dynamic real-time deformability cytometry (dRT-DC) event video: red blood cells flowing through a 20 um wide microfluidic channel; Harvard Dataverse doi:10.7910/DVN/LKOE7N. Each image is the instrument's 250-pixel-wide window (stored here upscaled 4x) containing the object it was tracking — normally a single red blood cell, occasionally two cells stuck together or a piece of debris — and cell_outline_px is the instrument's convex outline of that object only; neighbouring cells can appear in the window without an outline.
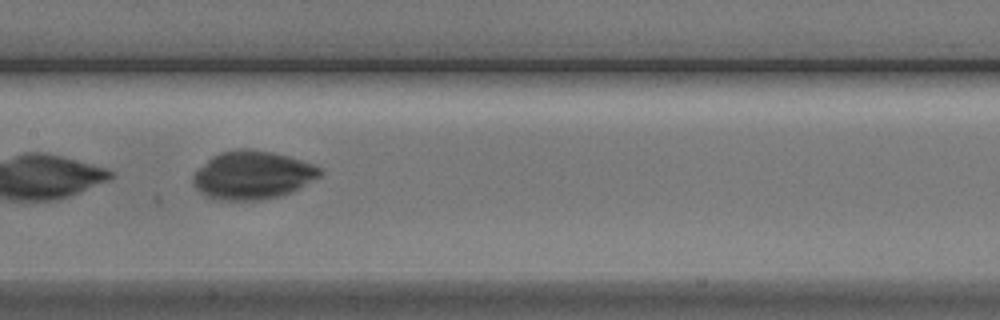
{"species": "Egyptian fruit bat (a non-hibernating species)", "species_latin": "Rousettus aegyptiacus", "temperature_condition": "cold", "stored_images_in_passage": 13, "camera_frame_rate_fps": 3000, "um_per_image_px": 0.085, "animal": {"sex": "male"}, "frame": {"image": 1, "passage_image": 6, "time_ms": 7.0, "image_size_px": [1000, 320], "cell_outline_px": [[324, 172], [320, 176], [292, 192], [280, 196], [260, 200], [212, 200], [204, 196], [196, 188], [192, 180], [192, 176], [212, 156], [220, 152], [240, 148], [252, 148], [272, 152], [288, 156], [312, 164], [320, 168]], "centroid_in_image_um": [21.45, 14.89], "position_along_channel_um": 186.0, "area_um2": 35.78}}
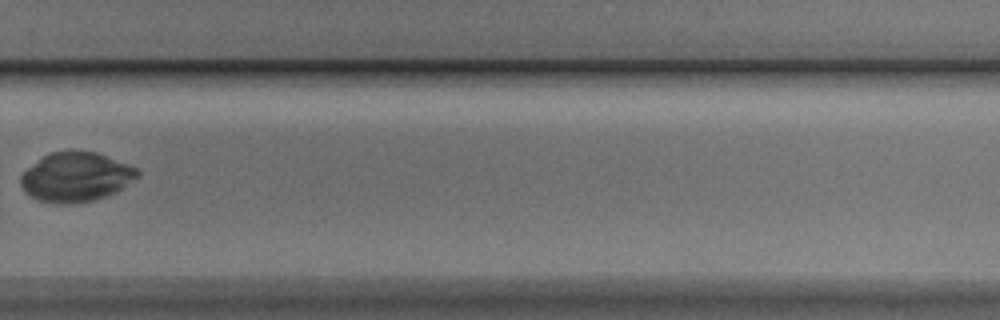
{"frame": {"image": 2, "passage_image": 9, "time_ms": 10.667, "image_size_px": [1000, 320], "cell_outline_px": [[140, 176], [116, 192], [92, 200], [76, 204], [56, 204], [36, 200], [24, 192], [20, 184], [20, 176], [28, 168], [44, 156], [52, 152], [96, 152], [128, 164], [136, 168], [140, 172]], "centroid_in_image_um": [6.45, 15.08], "position_along_channel_um": 323.4, "area_um2": 33.41}}
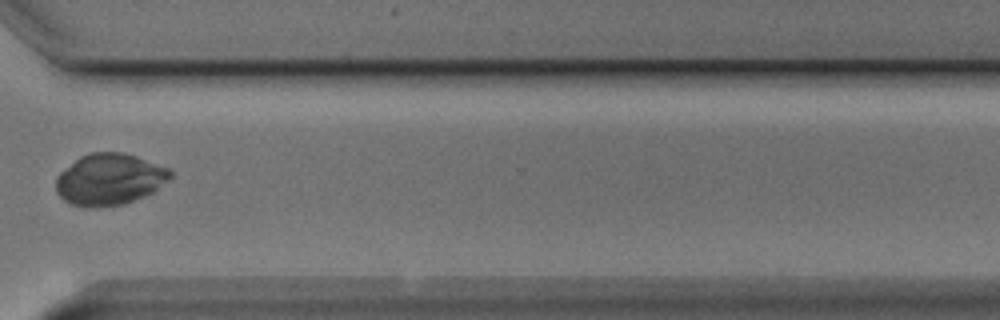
{"frame": {"image": 3, "passage_image": 10, "time_ms": 11.667, "image_size_px": [1000, 320], "cell_outline_px": [[172, 176], [168, 180], [152, 192], [144, 196], [124, 204], [96, 208], [92, 208], [72, 204], [64, 200], [56, 192], [56, 176], [60, 172], [80, 156], [88, 152], [124, 152], [136, 156], [168, 168], [172, 172]], "centroid_in_image_um": [9.28, 15.24], "position_along_channel_um": 361.3, "area_um2": 34.33}}